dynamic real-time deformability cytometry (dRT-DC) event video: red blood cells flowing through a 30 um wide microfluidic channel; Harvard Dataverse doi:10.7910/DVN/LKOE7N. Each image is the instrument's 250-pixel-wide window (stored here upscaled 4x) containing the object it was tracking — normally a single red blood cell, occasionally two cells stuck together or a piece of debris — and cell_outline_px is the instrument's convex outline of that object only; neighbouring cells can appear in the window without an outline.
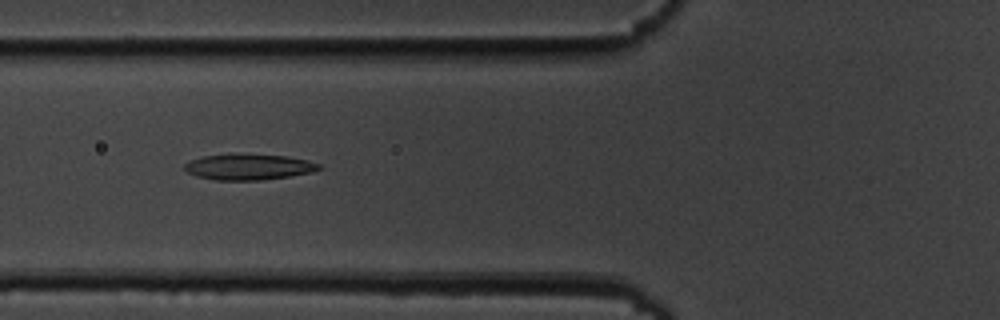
{"species": "common noctule bat (a hibernating species)", "species_latin": "Nyctalus noctula", "temperature_condition": "cold", "stored_images_in_passage": 26, "camera_frame_rate_fps": 3000, "um_per_image_px": 0.085, "animal": {"sex": "male", "body_mass_g": 19.5, "forearm_length_mm": 54.6}, "frame": {"image": 1, "passage_image": 7, "time_ms": 2.0, "image_size_px": [1000, 320], "cell_outline_px": [[324, 168], [312, 172], [288, 176], [260, 180], [216, 180], [196, 176], [188, 172], [184, 168], [184, 164], [192, 160], [204, 156], [284, 156], [308, 160], [320, 164]], "centroid_in_image_um": [21.18, 14.23], "position_along_channel_um": 104.6, "area_um2": 19.36}}
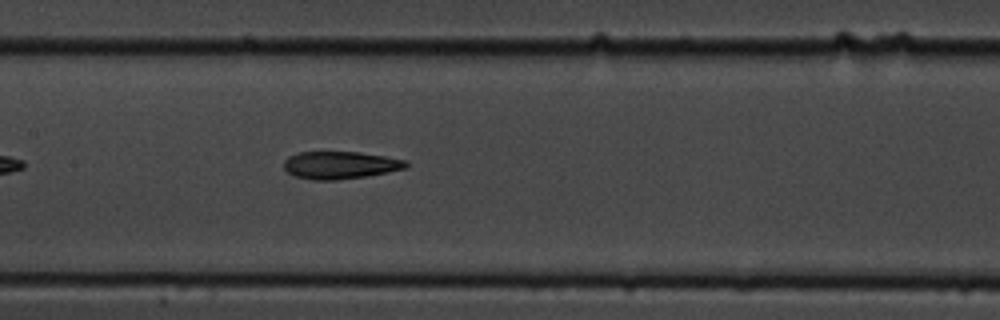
{"frame": {"image": 2, "passage_image": 13, "time_ms": 4.0, "image_size_px": [1000, 320], "cell_outline_px": [[408, 168], [388, 172], [364, 176], [336, 180], [312, 180], [296, 176], [288, 172], [284, 168], [284, 160], [288, 156], [296, 152], [360, 152], [408, 160]], "centroid_in_image_um": [28.92, 14.03], "position_along_channel_um": 178.5, "area_um2": 19.65}}
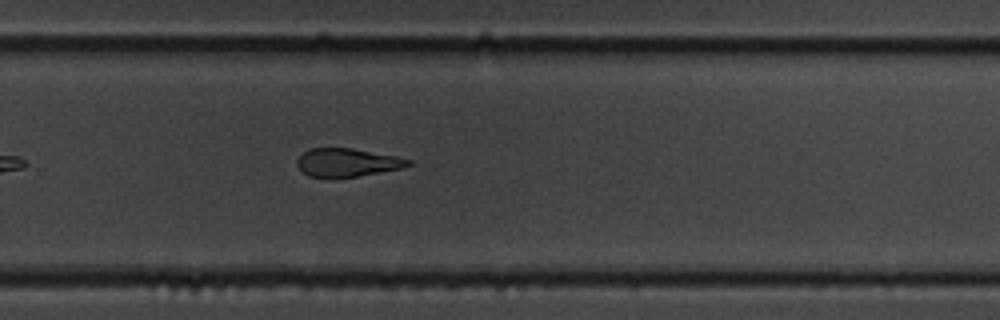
{"frame": {"image": 3, "passage_image": 23, "time_ms": 7.333, "image_size_px": [1000, 320], "cell_outline_px": [[412, 164], [404, 168], [336, 180], [332, 180], [308, 176], [296, 164], [296, 160], [308, 148], [352, 148], [396, 156], [412, 160]], "centroid_in_image_um": [29.5, 13.85], "position_along_channel_um": 300.3, "area_um2": 18.9}}